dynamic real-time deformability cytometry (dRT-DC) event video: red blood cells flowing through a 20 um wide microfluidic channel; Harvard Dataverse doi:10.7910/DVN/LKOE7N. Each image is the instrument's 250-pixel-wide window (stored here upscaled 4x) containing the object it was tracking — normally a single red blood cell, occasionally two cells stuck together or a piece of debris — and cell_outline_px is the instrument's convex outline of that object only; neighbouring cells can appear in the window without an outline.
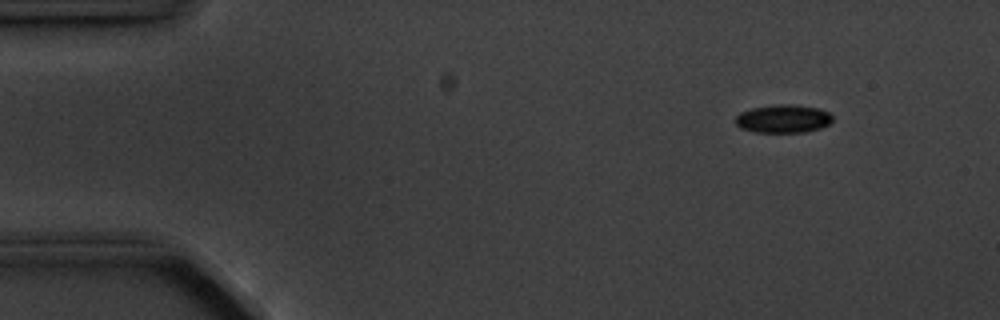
{"species": "common noctule bat (a hibernating species)", "species_latin": "Nyctalus noctula", "temperature_condition": "cold", "stored_images_in_passage": 10, "camera_frame_rate_fps": 3000, "um_per_image_px": 0.085, "animal": {"sex": "male", "body_mass_g": 20.1, "forearm_length_mm": 53.5}, "frame": {"image": 1, "passage_image": 1, "time_ms": 0.0, "image_size_px": [1000, 320], "cell_outline_px": [[832, 120], [828, 124], [820, 128], [804, 132], [756, 132], [740, 128], [736, 124], [736, 116], [740, 112], [752, 108], [776, 104], [792, 104], [820, 108], [828, 112], [832, 116]], "centroid_in_image_um": [66.57, 10.08], "position_along_channel_um": 18.4, "area_um2": 15.95}}
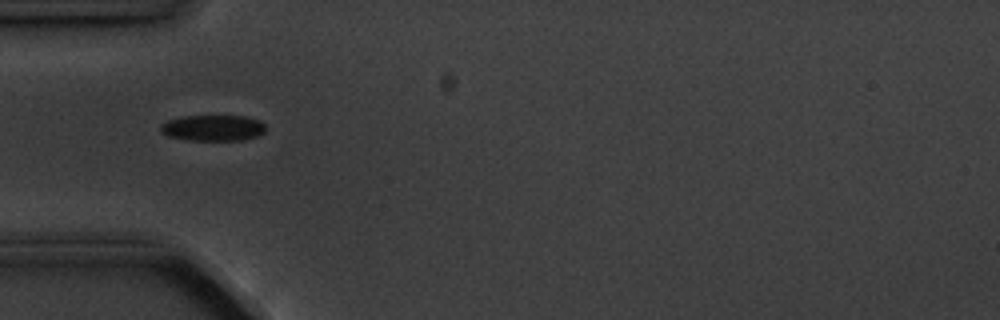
{"frame": {"image": 2, "passage_image": 4, "time_ms": 3.667, "image_size_px": [1000, 320], "cell_outline_px": [[264, 132], [256, 136], [244, 140], [188, 140], [168, 136], [160, 132], [160, 124], [168, 120], [184, 116], [244, 116], [260, 120], [264, 124]], "centroid_in_image_um": [18.08, 10.87], "position_along_channel_um": 66.9, "area_um2": 15.9}}
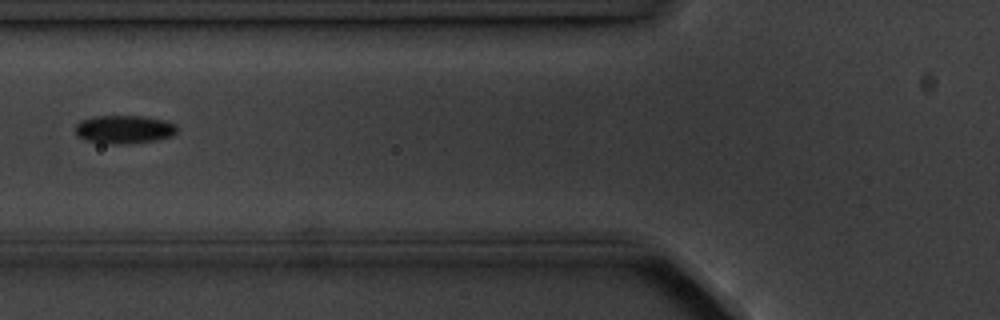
{"frame": {"image": 3, "passage_image": 5, "time_ms": 5.0, "image_size_px": [1000, 320], "cell_outline_px": [[176, 132], [172, 136], [156, 140], [124, 144], [108, 144], [84, 140], [76, 136], [76, 124], [80, 120], [96, 116], [144, 116], [164, 120], [176, 124]], "centroid_in_image_um": [10.53, 11.0], "position_along_channel_um": 115.3, "area_um2": 16.88}}